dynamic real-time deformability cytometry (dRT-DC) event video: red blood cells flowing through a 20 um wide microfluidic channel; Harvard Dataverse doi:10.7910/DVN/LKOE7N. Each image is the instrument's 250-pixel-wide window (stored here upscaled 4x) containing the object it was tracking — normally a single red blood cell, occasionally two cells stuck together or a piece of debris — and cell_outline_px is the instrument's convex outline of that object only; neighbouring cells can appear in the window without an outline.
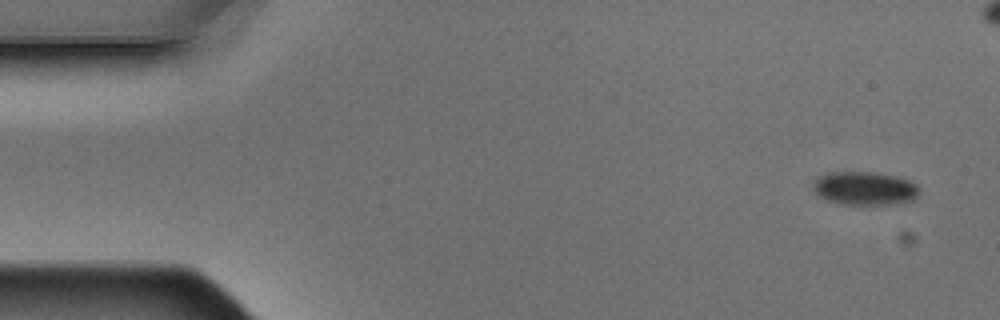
{"species": "Egyptian fruit bat (a non-hibernating species)", "species_latin": "Rousettus aegyptiacus", "temperature_condition": "warm", "stored_images_in_passage": 5, "camera_frame_rate_fps": 3000, "um_per_image_px": 0.085, "animal": {"sex": "male"}, "frame": {"image": 1, "passage_image": 1, "time_ms": 0.0, "image_size_px": [1000, 320], "cell_outline_px": [[920, 188], [916, 196], [912, 200], [896, 204], [840, 204], [828, 200], [820, 196], [812, 188], [816, 180], [820, 176], [828, 172], [872, 172], [892, 176], [908, 180], [916, 184]], "centroid_in_image_um": [73.5, 16.01], "position_along_channel_um": 11.5, "area_um2": 20.4}}